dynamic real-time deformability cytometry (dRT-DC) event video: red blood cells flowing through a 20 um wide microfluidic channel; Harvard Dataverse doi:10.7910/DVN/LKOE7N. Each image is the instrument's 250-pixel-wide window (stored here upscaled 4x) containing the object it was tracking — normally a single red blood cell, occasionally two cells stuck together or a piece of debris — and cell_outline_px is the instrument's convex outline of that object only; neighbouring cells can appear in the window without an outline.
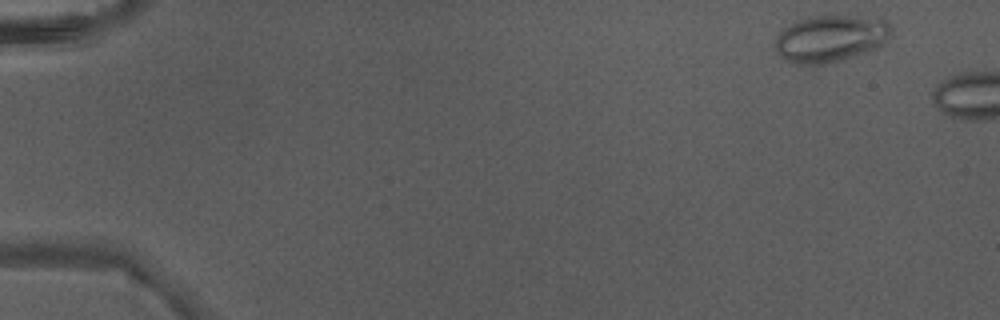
{"species": "Egyptian fruit bat (a non-hibernating species)", "species_latin": "Rousettus aegyptiacus", "temperature_condition": "warm", "stored_images_in_passage": 2, "camera_frame_rate_fps": 3000, "um_per_image_px": 0.085, "animal": {"sex": "male"}, "frame": {"image": 1, "passage_image": 1, "time_ms": 0.0, "image_size_px": [1000, 320], "cell_outline_px": [[892, 32], [876, 48], [868, 52], [844, 60], [824, 64], [792, 64], [784, 60], [776, 52], [772, 44], [776, 36], [784, 28], [800, 20], [816, 16], [856, 16], [884, 20], [892, 28]], "centroid_in_image_um": [70.53, 3.31], "position_along_channel_um": 14.5, "area_um2": 31.67}}